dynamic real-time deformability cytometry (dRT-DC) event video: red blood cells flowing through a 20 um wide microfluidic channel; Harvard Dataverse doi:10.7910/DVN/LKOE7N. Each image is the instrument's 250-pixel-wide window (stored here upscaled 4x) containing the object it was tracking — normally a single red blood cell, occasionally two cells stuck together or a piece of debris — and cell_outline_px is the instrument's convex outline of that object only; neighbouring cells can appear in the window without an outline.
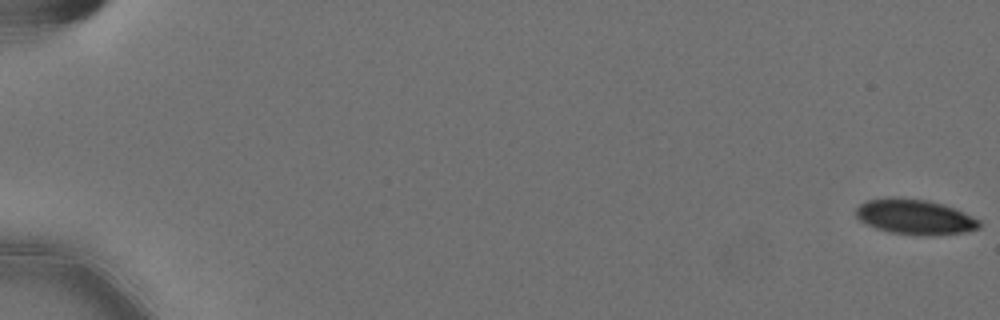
{"species": "Egyptian fruit bat (a non-hibernating species)", "species_latin": "Rousettus aegyptiacus", "temperature_condition": "cold", "stored_images_in_passage": 58, "camera_frame_rate_fps": 3000, "um_per_image_px": 0.085, "animal": {"sex": "female"}, "frame": {"image": 1, "passage_image": 1, "time_ms": 0.0, "image_size_px": [1000, 320], "cell_outline_px": [[980, 228], [968, 232], [936, 236], [924, 236], [888, 232], [876, 228], [860, 220], [856, 216], [856, 208], [860, 204], [868, 200], [928, 200], [944, 204], [964, 212], [980, 220]], "centroid_in_image_um": [77.86, 18.49], "position_along_channel_um": 7.1, "area_um2": 24.8}}
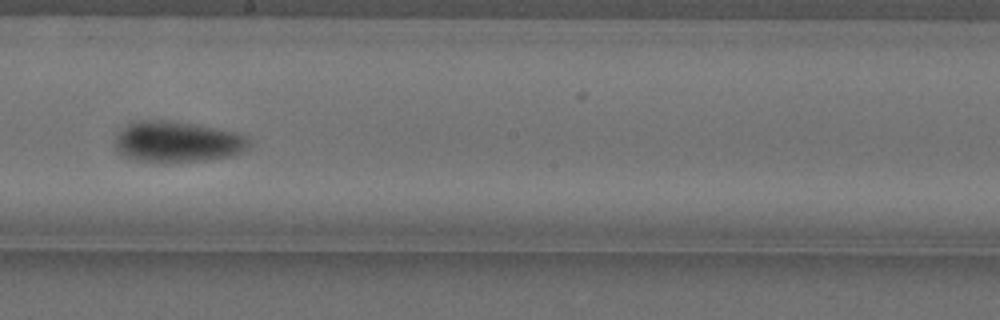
{"frame": {"image": 2, "passage_image": 35, "time_ms": 11.333, "image_size_px": [1000, 320], "cell_outline_px": [[248, 148], [232, 156], [200, 160], [136, 160], [124, 156], [116, 152], [116, 136], [128, 124], [140, 120], [172, 120], [216, 128], [236, 132], [248, 136]], "centroid_in_image_um": [15.08, 12.02], "position_along_channel_um": 233.1, "area_um2": 31.27}}
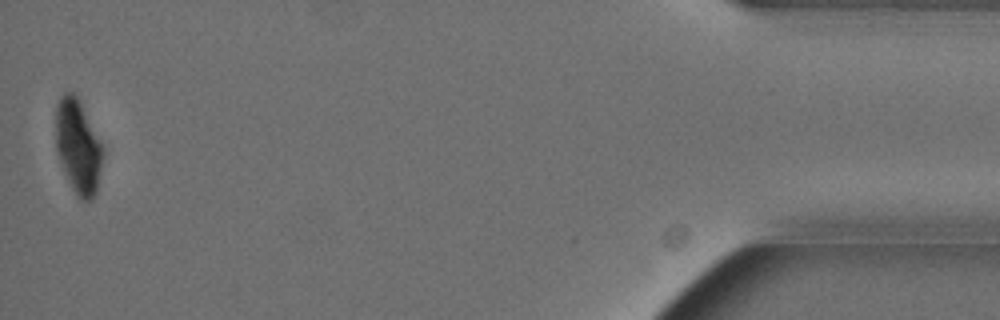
{"frame": {"image": 3, "passage_image": 58, "time_ms": 19.0, "image_size_px": [1000, 320], "cell_outline_px": [[104, 156], [96, 192], [92, 200], [80, 200], [76, 196], [64, 172], [56, 152], [56, 104], [60, 96], [64, 92], [72, 92], [80, 100], [104, 148]], "centroid_in_image_um": [6.64, 12.46], "position_along_channel_um": 428.6, "area_um2": 26.13}, "authors_computed_cell_mechanics": {"area_um2": 28.4376, "velocity_mm_per_s": 3.5843, "shape_relaxation_time_tau1_ms": 5.1207, "shape_relaxation_time_tau2_ms": 3.5071, "deformation_change_tau1": 0.1345, "deformation_change_tau2": 0.057}}